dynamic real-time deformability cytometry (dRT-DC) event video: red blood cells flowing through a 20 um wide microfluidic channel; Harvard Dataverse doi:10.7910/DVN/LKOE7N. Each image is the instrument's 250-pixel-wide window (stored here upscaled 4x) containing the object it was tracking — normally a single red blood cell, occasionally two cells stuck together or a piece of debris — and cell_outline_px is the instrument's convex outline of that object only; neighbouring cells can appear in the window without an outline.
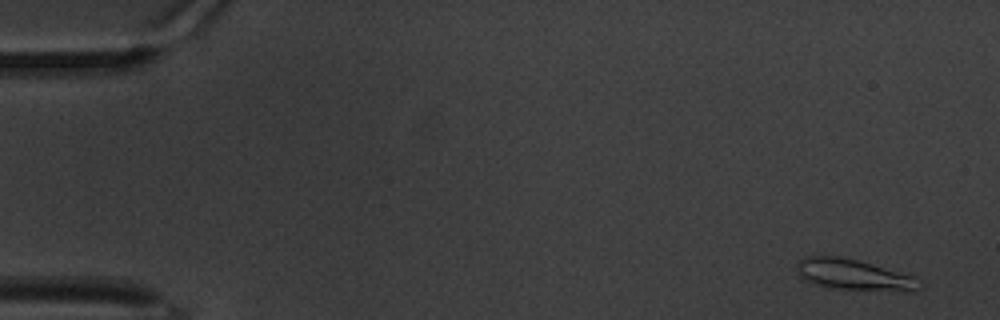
{"species": "common noctule bat (a hibernating species)", "species_latin": "Nyctalus noctula", "temperature_condition": "warm", "stored_images_in_passage": 61, "segment_of_instrument_passage": [1, 2], "camera_frame_rate_fps": 3000, "um_per_image_px": 0.085, "animal": {"sex": "male", "body_mass_g": 20.1, "forearm_length_mm": 53.5}, "frame": {"image": 1, "passage_image": 1, "time_ms": 0.0, "image_size_px": [1000, 320], "cell_outline_px": [[924, 284], [916, 292], [904, 292], [836, 288], [816, 284], [804, 280], [796, 272], [796, 264], [804, 256], [836, 256], [860, 260], [916, 276]], "centroid_in_image_um": [72.66, 23.36], "position_along_channel_um": 12.3, "area_um2": 22.6}}
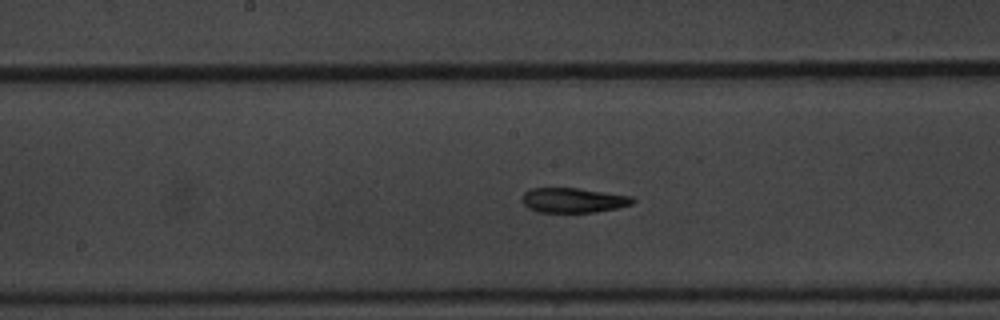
{"frame": {"image": 2, "passage_image": 30, "time_ms": 9.667, "image_size_px": [1000, 320], "cell_outline_px": [[636, 200], [632, 204], [616, 208], [596, 212], [540, 212], [528, 208], [520, 200], [524, 192], [528, 188], [580, 188], [632, 196]], "centroid_in_image_um": [48.71, 17.01], "position_along_channel_um": 199.5, "area_um2": 16.13}}
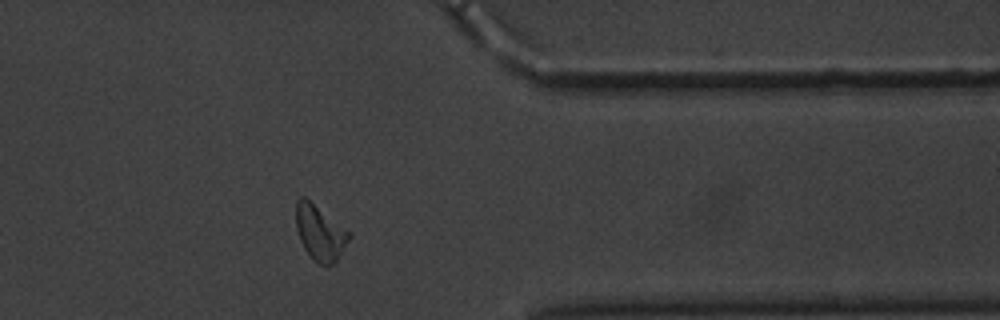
{"frame": {"image": 3, "passage_image": 48, "time_ms": 15.667, "image_size_px": [1000, 320], "cell_outline_px": [[352, 236], [336, 260], [328, 268], [316, 264], [312, 260], [304, 248], [300, 240], [296, 228], [296, 200], [300, 196], [304, 196], [352, 232]], "centroid_in_image_um": [27.21, 19.8], "position_along_channel_um": 384.2, "area_um2": 17.46}}